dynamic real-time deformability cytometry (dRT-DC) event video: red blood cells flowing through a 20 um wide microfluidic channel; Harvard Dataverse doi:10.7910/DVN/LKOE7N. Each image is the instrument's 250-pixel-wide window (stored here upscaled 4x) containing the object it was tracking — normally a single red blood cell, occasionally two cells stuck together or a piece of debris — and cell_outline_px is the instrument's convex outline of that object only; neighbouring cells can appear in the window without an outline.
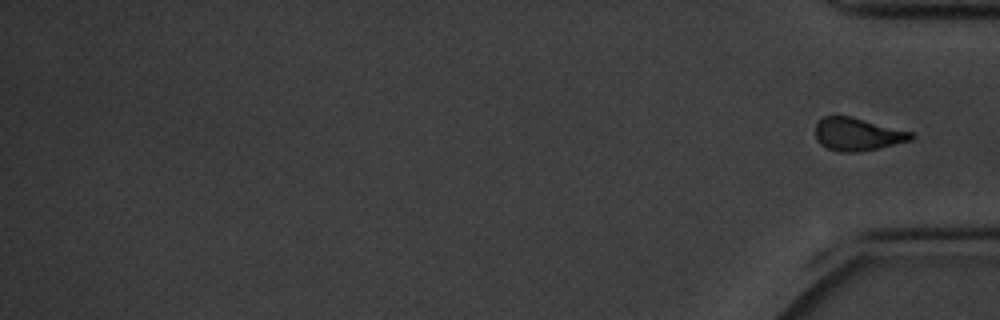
{"species": "common noctule bat (a hibernating species)", "species_latin": "Nyctalus noctula", "temperature_condition": "cold", "stored_images_in_passage": 15, "camera_frame_rate_fps": 3000, "um_per_image_px": 0.085, "animal": {"sex": "male", "body_mass_g": 20.1, "forearm_length_mm": 53.5}, "frame": {"image": 1, "passage_image": 15, "time_ms": 4.667, "image_size_px": [1000, 320], "cell_outline_px": [[916, 136], [912, 140], [880, 148], [852, 152], [840, 152], [828, 148], [820, 144], [816, 140], [816, 124], [824, 116], [848, 116], [912, 132]], "centroid_in_image_um": [72.89, 11.42], "position_along_channel_um": 362.3, "area_um2": 18.09}}